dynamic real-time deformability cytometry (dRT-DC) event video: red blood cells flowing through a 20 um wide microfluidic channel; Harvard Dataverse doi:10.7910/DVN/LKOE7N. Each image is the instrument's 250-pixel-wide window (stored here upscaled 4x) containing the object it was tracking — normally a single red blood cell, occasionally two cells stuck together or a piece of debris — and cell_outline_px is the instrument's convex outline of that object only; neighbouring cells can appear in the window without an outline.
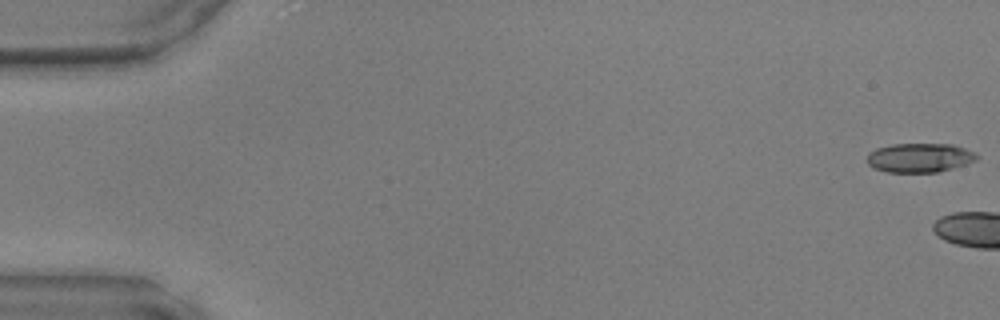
{"species": "common noctule bat (a hibernating species)", "species_latin": "Nyctalus noctula", "temperature_condition": "warm", "stored_images_in_passage": 6, "camera_frame_rate_fps": 3000, "um_per_image_px": 0.085, "animal": {"sex": "male", "body_mass_g": 17.9, "forearm_length_mm": 54.2}, "frame": {"image": 1, "passage_image": 1, "time_ms": 0.0, "image_size_px": [1000, 320], "cell_outline_px": [[980, 156], [976, 160], [952, 168], [936, 172], [888, 172], [872, 168], [868, 164], [868, 152], [876, 148], [892, 144], [952, 144], [976, 152]], "centroid_in_image_um": [78.16, 13.4], "position_along_channel_um": 6.8, "area_um2": 18.67}}